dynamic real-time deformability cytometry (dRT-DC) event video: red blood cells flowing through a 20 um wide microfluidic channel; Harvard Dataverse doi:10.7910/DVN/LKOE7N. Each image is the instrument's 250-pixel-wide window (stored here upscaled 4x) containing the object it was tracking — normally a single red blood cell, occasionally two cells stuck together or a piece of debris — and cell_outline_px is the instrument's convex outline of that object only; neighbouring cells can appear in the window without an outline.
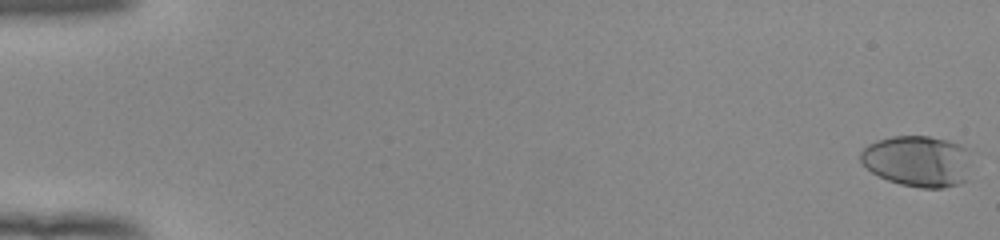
{"species": "human", "species_latin": "Homo sapiens", "temperature_condition": "room temperature", "stored_images_in_passage": 54, "camera_frame_rate_fps": 3000, "um_per_image_px": 0.085, "donor": {"sex": "female"}, "frame": {"image": 1, "passage_image": 1, "time_ms": 0.0, "image_size_px": [1000, 240], "cell_outline_px": [[976, 152], [968, 180], [960, 184], [944, 188], [920, 188], [900, 184], [888, 180], [872, 172], [860, 160], [860, 152], [868, 144], [876, 140], [892, 136], [928, 136], [948, 140], [960, 144]], "centroid_in_image_um": [78.13, 13.69], "position_along_channel_um": 6.9, "area_um2": 34.16}}
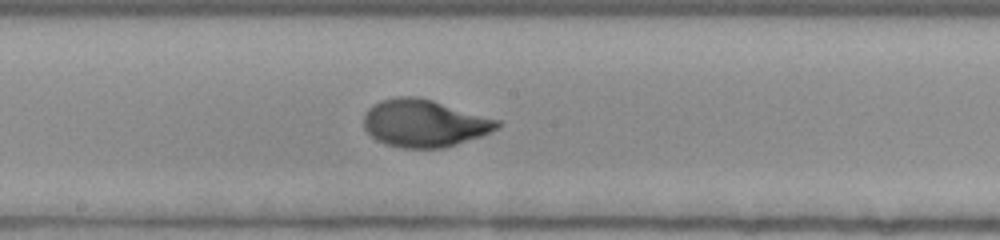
{"frame": {"image": 2, "passage_image": 31, "time_ms": 10.0, "image_size_px": [1000, 240], "cell_outline_px": [[504, 124], [492, 132], [444, 148], [400, 148], [384, 144], [376, 140], [364, 128], [364, 112], [372, 104], [380, 100], [396, 96], [416, 96], [432, 100], [500, 120]], "centroid_in_image_um": [36.05, 10.47], "position_along_channel_um": 212.2, "area_um2": 37.17}}
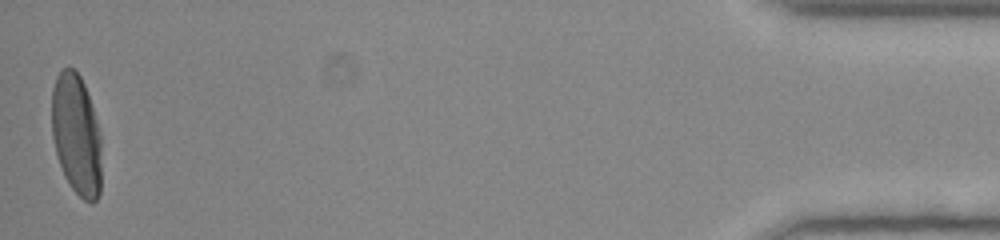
{"frame": {"image": 3, "passage_image": 54, "time_ms": 17.667, "image_size_px": [1000, 240], "cell_outline_px": [[100, 192], [96, 200], [92, 204], [84, 200], [72, 188], [64, 176], [56, 152], [52, 136], [52, 88], [56, 76], [68, 64], [80, 76], [84, 84], [92, 108], [100, 136]], "centroid_in_image_um": [6.47, 11.44], "position_along_channel_um": 428.7, "area_um2": 34.74}, "authors_computed_cell_mechanics": {"area_um2": 35.4314, "velocity_mm_per_s": 3.9293, "shape_relaxation_time_tau1_ms": 3.6539, "shape_relaxation_time_tau2_ms": null, "deformation_change_tau1": 0.201, "deformation_change_tau2": null}}